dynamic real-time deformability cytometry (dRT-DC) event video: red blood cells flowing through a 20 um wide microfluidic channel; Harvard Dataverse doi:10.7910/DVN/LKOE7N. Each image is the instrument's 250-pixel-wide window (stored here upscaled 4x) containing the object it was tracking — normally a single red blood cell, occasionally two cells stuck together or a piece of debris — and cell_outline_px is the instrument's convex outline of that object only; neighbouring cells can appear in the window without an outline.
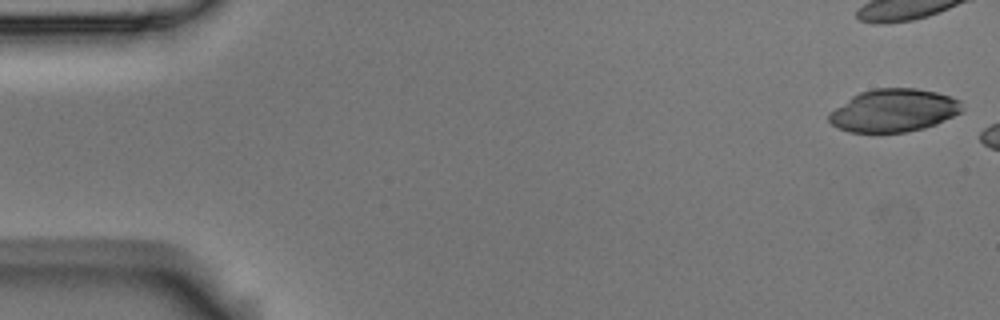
{"species": "Egyptian fruit bat (a non-hibernating species)", "species_latin": "Rousettus aegyptiacus", "temperature_condition": "room temperature", "stored_images_in_passage": 10, "camera_frame_rate_fps": 3000, "um_per_image_px": 0.085, "animal": {"sex": "male"}, "frame": {"image": 1, "passage_image": 1, "time_ms": 0.0, "image_size_px": [1000, 320], "cell_outline_px": [[964, 108], [960, 112], [936, 124], [924, 128], [904, 132], [848, 132], [836, 128], [828, 120], [828, 116], [836, 108], [852, 96], [860, 92], [876, 88], [916, 88], [936, 92], [960, 100]], "centroid_in_image_um": [75.96, 9.39], "position_along_channel_um": 9.0, "area_um2": 33.0}}
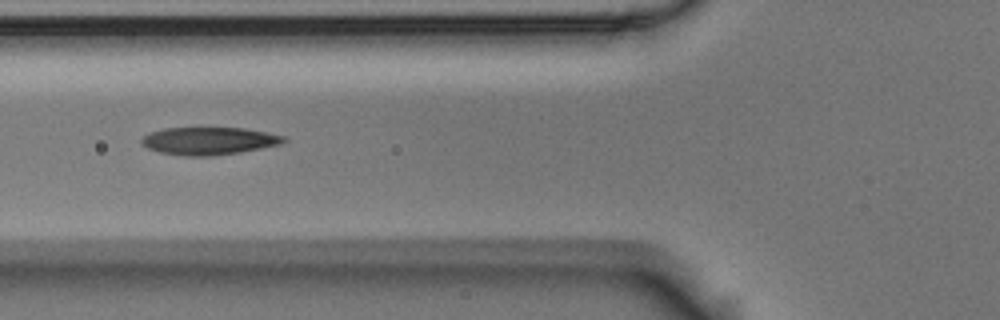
{"frame": {"image": 2, "passage_image": 6, "time_ms": 1.667, "image_size_px": [1000, 320], "cell_outline_px": [[288, 140], [280, 144], [240, 152], [212, 156], [184, 156], [160, 152], [148, 148], [140, 144], [140, 140], [148, 132], [164, 128], [244, 128], [268, 132], [284, 136]], "centroid_in_image_um": [17.73, 11.97], "position_along_channel_um": 108.1, "area_um2": 22.95}}
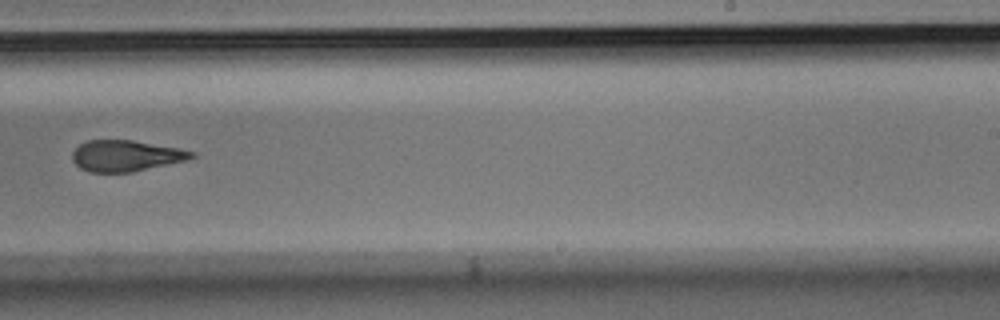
{"frame": {"image": 3, "passage_image": 10, "time_ms": 3.0, "image_size_px": [1000, 320], "cell_outline_px": [[196, 156], [188, 160], [132, 172], [88, 172], [80, 168], [72, 160], [72, 152], [80, 144], [88, 140], [132, 140], [180, 148], [196, 152]], "centroid_in_image_um": [10.72, 13.24], "position_along_channel_um": 278.3, "area_um2": 21.73}}